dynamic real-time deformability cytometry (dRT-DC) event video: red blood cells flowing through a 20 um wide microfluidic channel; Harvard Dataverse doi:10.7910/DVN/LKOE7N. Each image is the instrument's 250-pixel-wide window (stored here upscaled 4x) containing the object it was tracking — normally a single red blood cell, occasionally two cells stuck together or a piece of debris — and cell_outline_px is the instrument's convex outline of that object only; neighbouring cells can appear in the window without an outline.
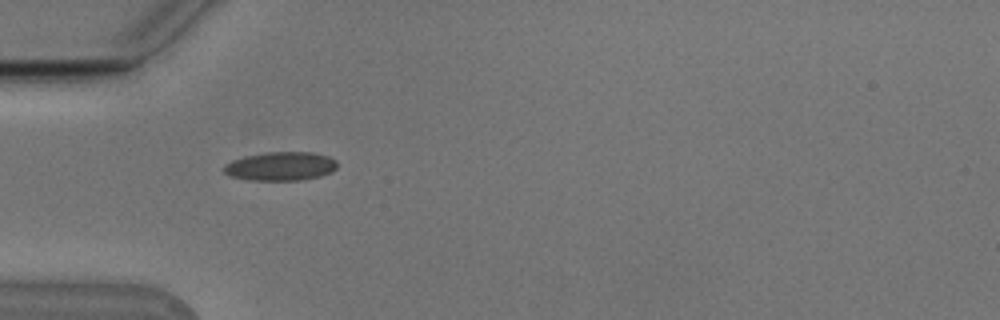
{"species": "Egyptian fruit bat (a non-hibernating species)", "species_latin": "Rousettus aegyptiacus", "temperature_condition": "cold", "stored_images_in_passage": 37, "camera_frame_rate_fps": 3000, "um_per_image_px": 0.085, "animal": {"sex": "male"}, "frame": {"image": 1, "passage_image": 1, "time_ms": 0.0, "image_size_px": [1000, 320], "cell_outline_px": [[336, 168], [332, 172], [320, 176], [300, 180], [252, 180], [228, 176], [224, 172], [224, 164], [232, 160], [244, 156], [268, 152], [312, 152], [328, 156], [336, 160]], "centroid_in_image_um": [23.84, 14.13], "position_along_channel_um": 61.2, "area_um2": 19.02}}
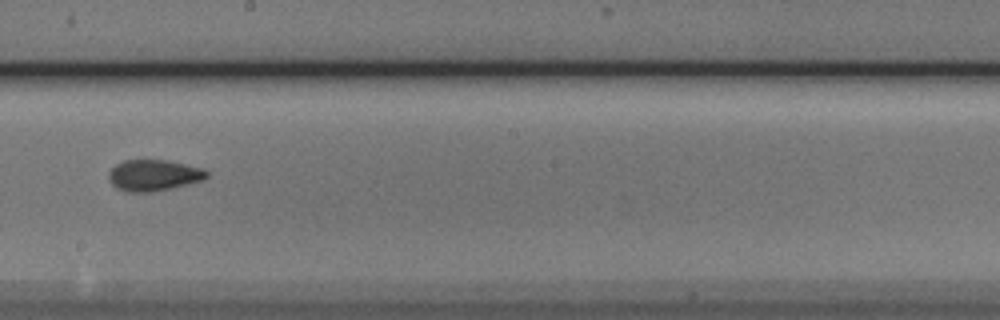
{"frame": {"image": 2, "passage_image": 15, "time_ms": 4.667, "image_size_px": [1000, 320], "cell_outline_px": [[208, 176], [204, 180], [172, 188], [152, 192], [128, 192], [116, 188], [112, 184], [108, 176], [108, 172], [116, 164], [124, 160], [168, 160], [204, 168], [208, 172]], "centroid_in_image_um": [13.08, 14.9], "position_along_channel_um": 235.1, "area_um2": 17.98}}
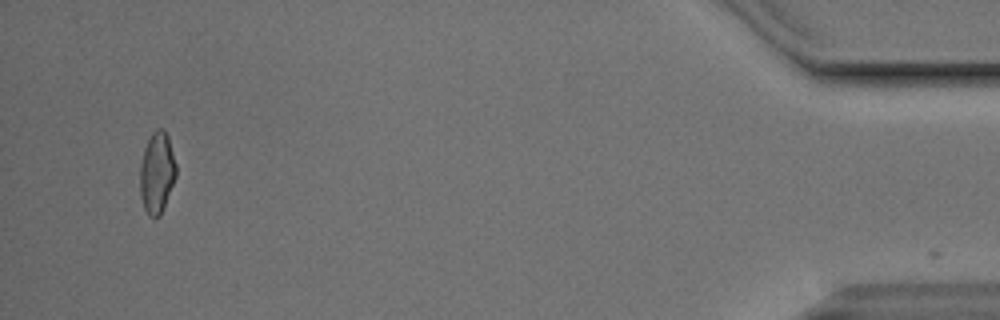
{"frame": {"image": 3, "passage_image": 36, "time_ms": 11.667, "image_size_px": [1000, 320], "cell_outline_px": [[176, 176], [160, 216], [148, 216], [144, 208], [140, 196], [140, 164], [144, 148], [152, 132], [156, 128], [164, 128], [168, 136], [176, 164]], "centroid_in_image_um": [13.33, 14.65], "position_along_channel_um": 421.9, "area_um2": 17.11}, "authors_computed_cell_mechanics": {"area_um2": 17.34, "velocity_mm_per_s": 3.7921, "shape_relaxation_time_tau1_ms": 6.1898, "shape_relaxation_time_tau2_ms": 1.7963, "deformation_change_tau1": 0.1676, "deformation_change_tau2": 0.0743}}